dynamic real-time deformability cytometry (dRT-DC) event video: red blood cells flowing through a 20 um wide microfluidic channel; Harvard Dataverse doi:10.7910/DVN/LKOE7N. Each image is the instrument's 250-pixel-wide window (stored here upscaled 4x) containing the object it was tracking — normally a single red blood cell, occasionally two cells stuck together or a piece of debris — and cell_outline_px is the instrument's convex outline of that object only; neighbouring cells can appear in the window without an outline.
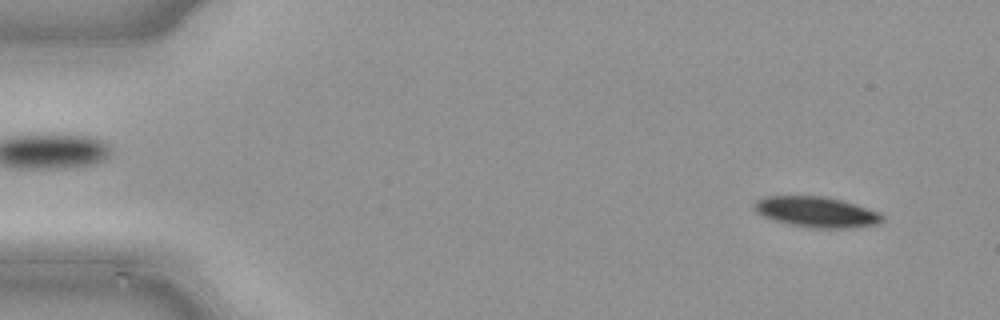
{"species": "common noctule bat (a hibernating species)", "species_latin": "Nyctalus noctula", "temperature_condition": "cold", "stored_images_in_passage": 48, "camera_frame_rate_fps": 3000, "um_per_image_px": 0.085, "animal": {"sex": "male", "body_mass_g": 21.5, "forearm_length_mm": 52.0}, "frame": {"image": 1, "passage_image": 4, "time_ms": 1.0, "image_size_px": [1000, 320], "cell_outline_px": [[884, 220], [876, 224], [852, 228], [812, 228], [792, 224], [776, 220], [764, 216], [756, 212], [752, 208], [752, 204], [756, 200], [764, 196], [828, 196], [880, 212], [884, 216]], "centroid_in_image_um": [69.39, 18.01], "position_along_channel_um": 15.6, "area_um2": 22.83}}
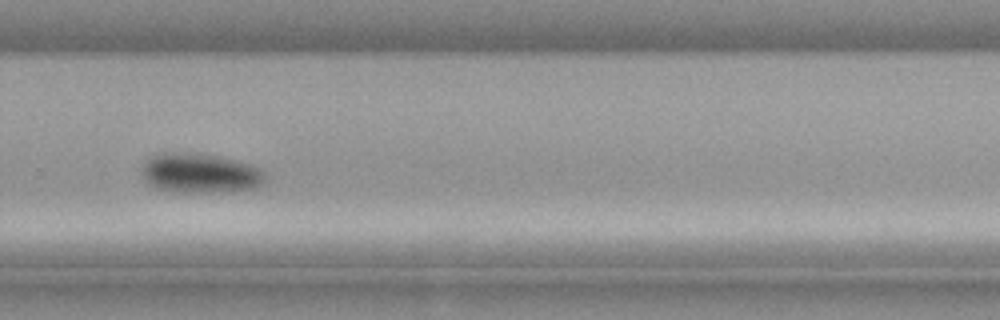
{"frame": {"image": 2, "passage_image": 33, "time_ms": 10.667, "image_size_px": [1000, 320], "cell_outline_px": [[268, 180], [264, 184], [256, 188], [232, 192], [176, 192], [156, 188], [148, 184], [144, 180], [140, 172], [140, 168], [152, 156], [164, 152], [172, 152], [216, 156], [248, 164], [264, 172]], "centroid_in_image_um": [17.0, 14.76], "position_along_channel_um": 312.8, "area_um2": 28.55}}
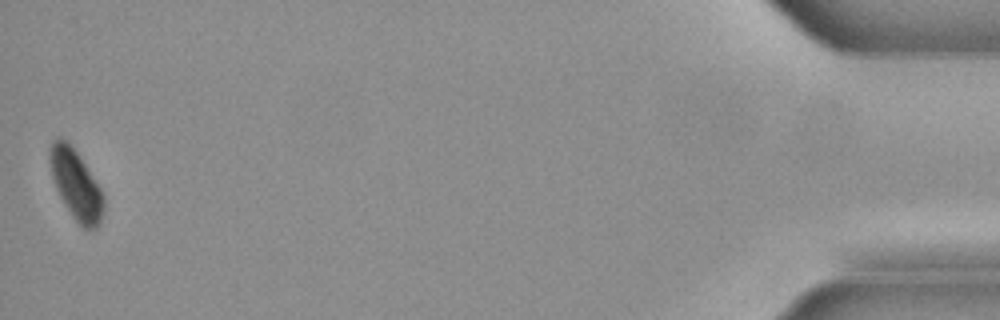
{"frame": {"image": 3, "passage_image": 48, "time_ms": 15.667, "image_size_px": [1000, 320], "cell_outline_px": [[104, 212], [100, 224], [96, 228], [84, 228], [72, 216], [60, 196], [56, 188], [52, 176], [48, 160], [48, 152], [52, 140], [56, 136], [60, 136], [76, 152], [100, 188], [104, 196]], "centroid_in_image_um": [6.44, 15.68], "position_along_channel_um": 428.8, "area_um2": 21.56}}